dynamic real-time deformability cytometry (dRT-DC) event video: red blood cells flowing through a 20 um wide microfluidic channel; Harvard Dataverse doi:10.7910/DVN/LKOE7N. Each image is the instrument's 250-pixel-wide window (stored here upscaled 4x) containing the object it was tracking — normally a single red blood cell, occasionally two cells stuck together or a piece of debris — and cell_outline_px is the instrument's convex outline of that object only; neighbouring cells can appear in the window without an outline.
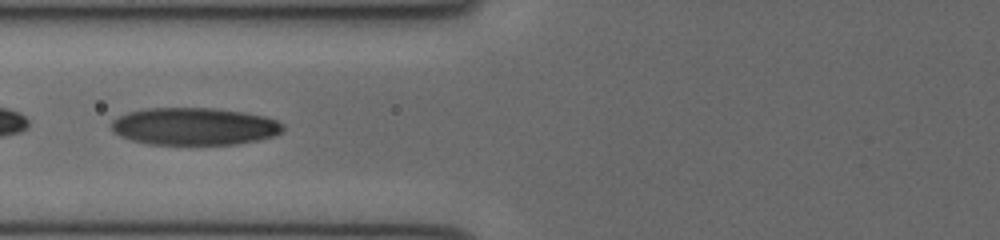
{"species": "human", "species_latin": "Homo sapiens", "temperature_condition": "cold", "stored_images_in_passage": 22, "camera_frame_rate_fps": 3000, "um_per_image_px": 0.085, "donor": {"sex": "female"}, "frame": {"image": 1, "passage_image": 14, "time_ms": 4.333, "image_size_px": [1000, 240], "cell_outline_px": [[284, 132], [276, 136], [260, 140], [236, 144], [148, 144], [128, 140], [112, 132], [112, 120], [128, 112], [144, 108], [212, 108], [240, 112], [264, 116], [276, 120], [284, 124]], "centroid_in_image_um": [16.52, 10.75], "position_along_channel_um": 109.3, "area_um2": 37.63}}
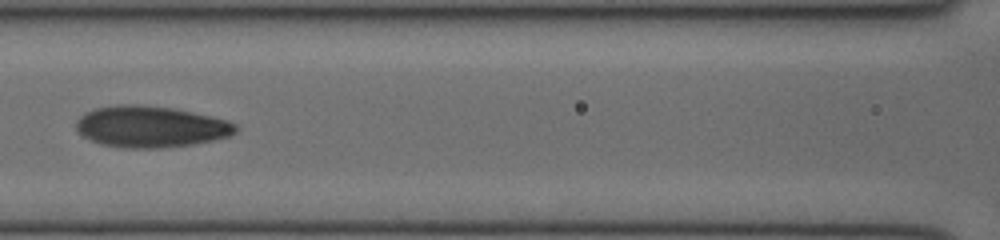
{"frame": {"image": 2, "passage_image": 16, "time_ms": 5.0, "image_size_px": [1000, 240], "cell_outline_px": [[236, 132], [228, 136], [212, 140], [192, 144], [160, 148], [124, 148], [100, 144], [76, 132], [76, 120], [84, 112], [96, 108], [120, 104], [140, 104], [172, 108], [192, 112], [228, 120], [236, 124]], "centroid_in_image_um": [12.76, 10.76], "position_along_channel_um": 153.8, "area_um2": 38.44}}
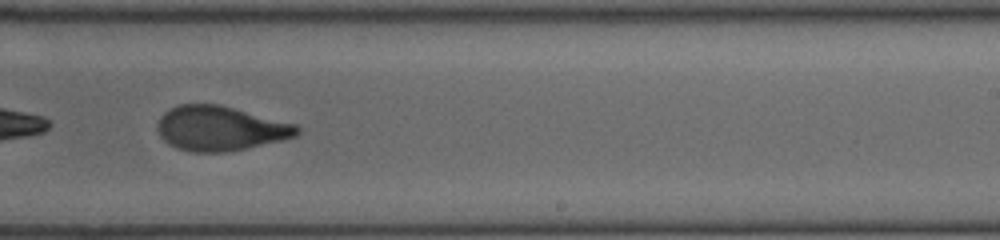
{"frame": {"image": 3, "passage_image": 21, "time_ms": 6.667, "image_size_px": [1000, 240], "cell_outline_px": [[300, 132], [296, 136], [284, 140], [224, 152], [192, 152], [176, 148], [168, 144], [160, 136], [156, 128], [156, 124], [160, 116], [168, 108], [180, 104], [220, 104], [296, 124], [300, 128]], "centroid_in_image_um": [18.69, 10.9], "position_along_channel_um": 270.3, "area_um2": 36.53}}